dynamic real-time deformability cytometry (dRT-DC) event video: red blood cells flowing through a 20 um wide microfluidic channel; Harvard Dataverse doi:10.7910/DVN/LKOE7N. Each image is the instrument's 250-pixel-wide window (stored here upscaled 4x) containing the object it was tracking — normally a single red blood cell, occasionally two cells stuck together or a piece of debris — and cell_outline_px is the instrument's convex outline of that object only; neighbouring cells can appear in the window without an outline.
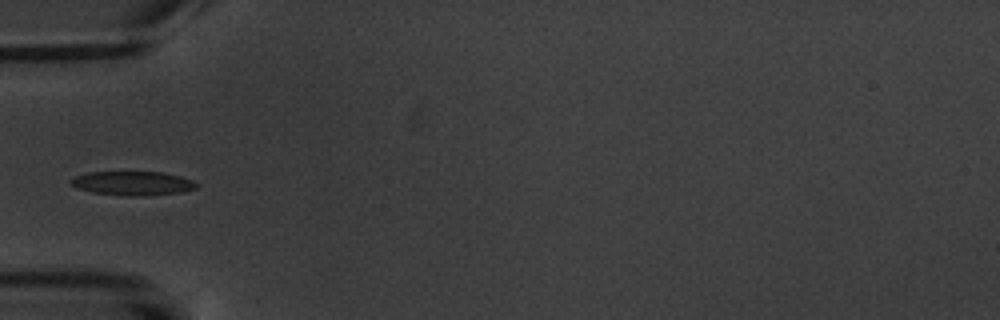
{"species": "common noctule bat (a hibernating species)", "species_latin": "Nyctalus noctula", "temperature_condition": "warm", "stored_images_in_passage": 17, "camera_frame_rate_fps": 3000, "um_per_image_px": 0.085, "animal": {"sex": "male", "body_mass_g": 20.1, "forearm_length_mm": 53.5}, "frame": {"image": 1, "passage_image": 6, "time_ms": 6.0, "image_size_px": [1000, 320], "cell_outline_px": [[196, 188], [184, 192], [144, 196], [124, 196], [92, 192], [76, 188], [68, 184], [68, 180], [76, 176], [88, 172], [160, 172], [180, 176], [192, 180], [196, 184]], "centroid_in_image_um": [11.23, 15.59], "position_along_channel_um": 73.8, "area_um2": 17.74}}
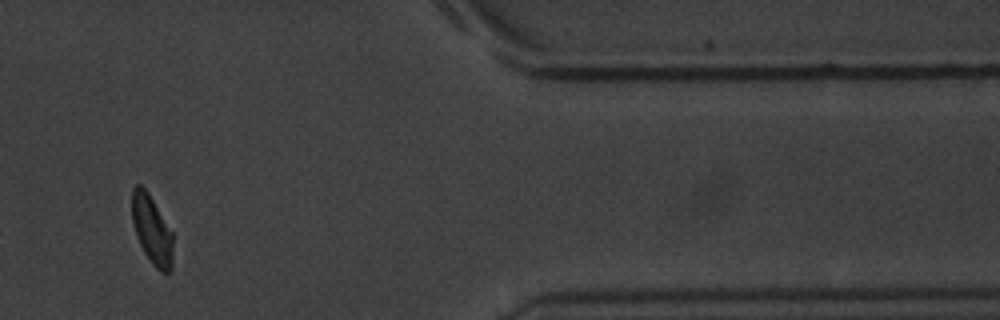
{"frame": {"image": 2, "passage_image": 15, "time_ms": 16.333, "image_size_px": [1000, 320], "cell_outline_px": [[172, 268], [168, 272], [160, 272], [152, 264], [144, 252], [136, 236], [132, 220], [132, 188], [136, 184], [140, 184], [148, 192], [172, 232]], "centroid_in_image_um": [12.89, 19.53], "position_along_channel_um": 398.5, "area_um2": 16.3}, "authors_computed_cell_mechanics": {"area_um2": 17.2244, "velocity_mm_per_s": 3.4267, "shape_relaxation_time_tau1_ms": 2.7784, "shape_relaxation_time_tau2_ms": 2.1853, "deformation_change_tau1": 0.1148, "deformation_change_tau2": 0.0629}}